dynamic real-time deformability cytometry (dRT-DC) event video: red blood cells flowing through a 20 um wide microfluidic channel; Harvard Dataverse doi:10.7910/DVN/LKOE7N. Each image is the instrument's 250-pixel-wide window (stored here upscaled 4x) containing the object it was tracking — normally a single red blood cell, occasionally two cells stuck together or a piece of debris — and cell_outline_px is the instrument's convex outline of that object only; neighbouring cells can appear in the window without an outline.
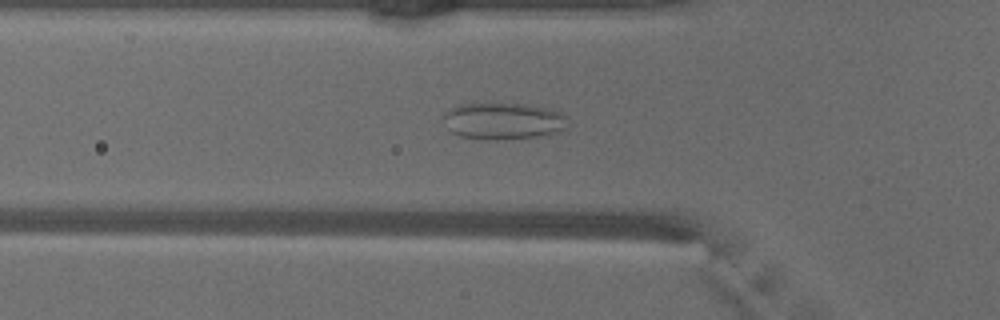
{"species": "common noctule bat (a hibernating species)", "species_latin": "Nyctalus noctula", "temperature_condition": "warm", "stored_images_in_passage": 47, "segment_of_instrument_passage": [1, 2], "camera_frame_rate_fps": 3000, "um_per_image_px": 0.085, "animal": {"sex": "male", "body_mass_g": 18.8}, "frame": {"image": 1, "passage_image": 14, "time_ms": 4.333, "image_size_px": [1000, 320], "cell_outline_px": [[568, 128], [560, 132], [548, 136], [496, 140], [488, 140], [460, 136], [452, 132], [448, 128], [440, 116], [456, 104], [528, 104], [548, 108], [560, 112], [568, 116]], "centroid_in_image_um": [42.83, 10.3], "position_along_channel_um": 83.0, "area_um2": 27.28}}
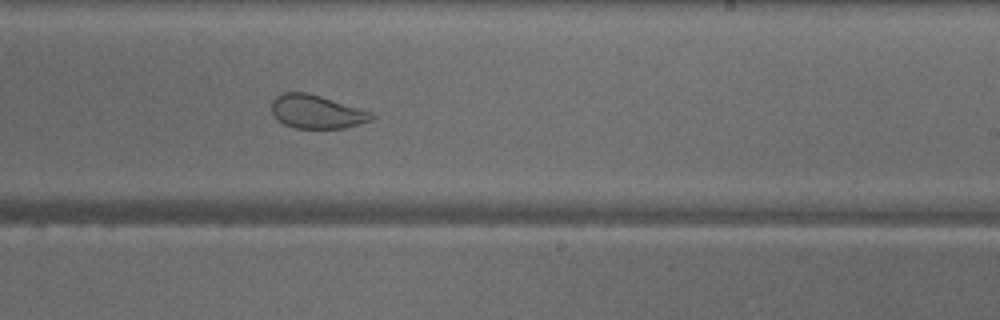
{"frame": {"image": 2, "passage_image": 27, "time_ms": 8.667, "image_size_px": [1000, 320], "cell_outline_px": [[376, 116], [372, 120], [344, 128], [296, 128], [284, 124], [272, 112], [272, 100], [280, 92], [308, 92], [372, 112]], "centroid_in_image_um": [26.92, 9.48], "position_along_channel_um": 262.1, "area_um2": 19.42}}
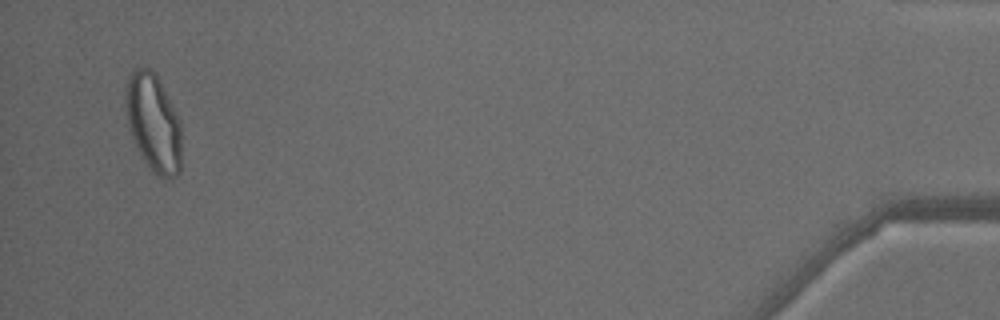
{"frame": {"image": 3, "passage_image": 45, "time_ms": 14.667, "image_size_px": [1000, 320], "cell_outline_px": [[180, 172], [172, 180], [164, 180], [156, 176], [152, 172], [136, 148], [132, 136], [124, 104], [124, 92], [128, 76], [136, 68], [152, 68], [176, 112], [180, 120]], "centroid_in_image_um": [13.02, 10.48], "position_along_channel_um": 422.2, "area_um2": 32.02}}